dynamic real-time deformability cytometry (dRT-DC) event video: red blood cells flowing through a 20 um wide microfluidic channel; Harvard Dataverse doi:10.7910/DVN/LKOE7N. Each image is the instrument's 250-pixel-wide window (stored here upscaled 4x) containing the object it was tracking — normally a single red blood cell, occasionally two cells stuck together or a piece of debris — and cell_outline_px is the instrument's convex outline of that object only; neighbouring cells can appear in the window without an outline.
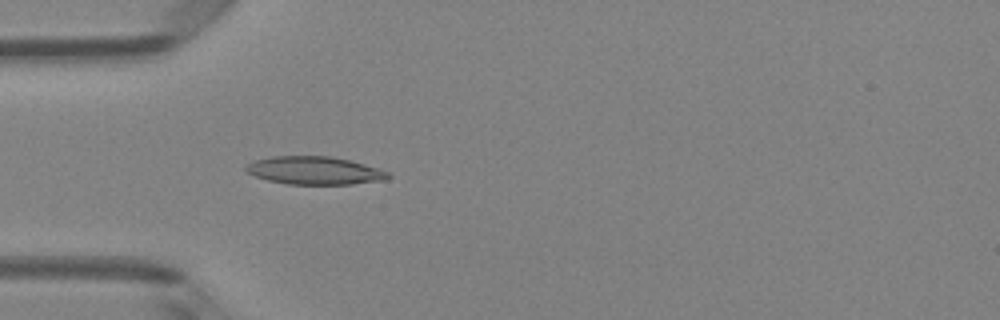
{"species": "Egyptian fruit bat (a non-hibernating species)", "species_latin": "Rousettus aegyptiacus", "temperature_condition": "room temperature", "stored_images_in_passage": 49, "camera_frame_rate_fps": 3000, "um_per_image_px": 0.085, "animal": {"sex": "female"}, "frame": {"image": 1, "passage_image": 15, "time_ms": 4.667, "image_size_px": [1000, 320], "cell_outline_px": [[392, 176], [388, 180], [352, 184], [288, 184], [268, 180], [244, 172], [244, 168], [248, 164], [256, 160], [272, 156], [332, 156], [380, 168], [388, 172]], "centroid_in_image_um": [26.77, 14.5], "position_along_channel_um": 58.2, "area_um2": 23.29}}
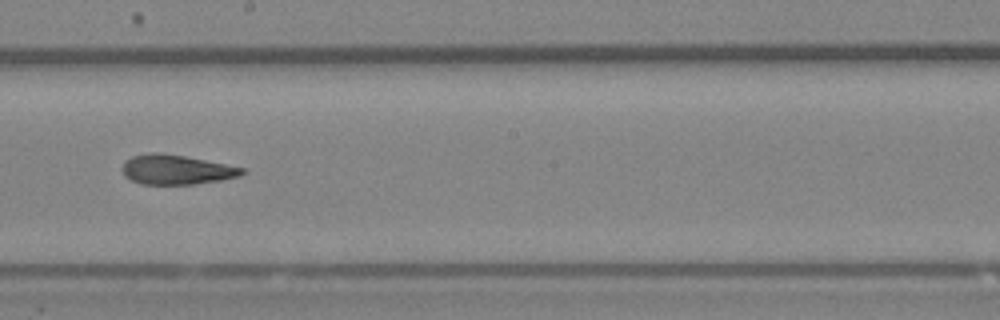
{"frame": {"image": 2, "passage_image": 28, "time_ms": 9.0, "image_size_px": [1000, 320], "cell_outline_px": [[244, 172], [240, 176], [220, 180], [192, 184], [140, 184], [124, 176], [120, 168], [124, 160], [132, 156], [152, 152], [160, 152], [184, 156], [244, 168]], "centroid_in_image_um": [14.91, 14.41], "position_along_channel_um": 233.3, "area_um2": 20.63}}
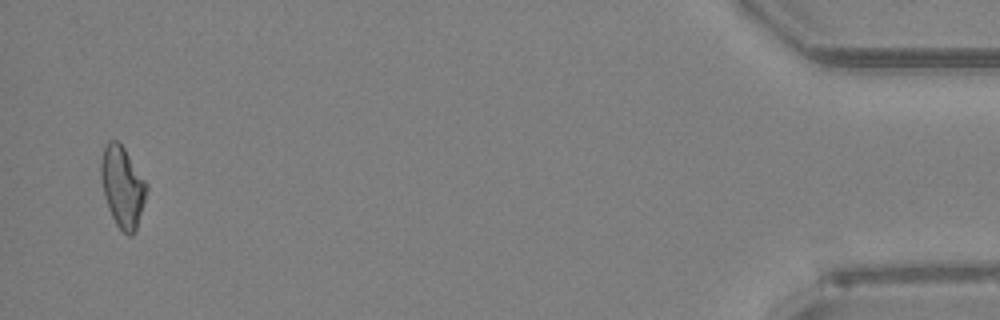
{"frame": {"image": 3, "passage_image": 48, "time_ms": 15.667, "image_size_px": [1000, 320], "cell_outline_px": [[148, 188], [136, 228], [132, 236], [128, 236], [116, 224], [108, 208], [104, 196], [100, 176], [100, 160], [104, 144], [108, 140], [116, 140], [124, 148], [148, 184]], "centroid_in_image_um": [10.39, 15.84], "position_along_channel_um": 424.8, "area_um2": 21.5}, "authors_computed_cell_mechanics": {"area_um2": 21.6172, "velocity_mm_per_s": 4.1414, "shape_relaxation_time_tau1_ms": null, "shape_relaxation_time_tau2_ms": 7.4826, "deformation_change_tau1": null, "deformation_change_tau2": 0.1679}}